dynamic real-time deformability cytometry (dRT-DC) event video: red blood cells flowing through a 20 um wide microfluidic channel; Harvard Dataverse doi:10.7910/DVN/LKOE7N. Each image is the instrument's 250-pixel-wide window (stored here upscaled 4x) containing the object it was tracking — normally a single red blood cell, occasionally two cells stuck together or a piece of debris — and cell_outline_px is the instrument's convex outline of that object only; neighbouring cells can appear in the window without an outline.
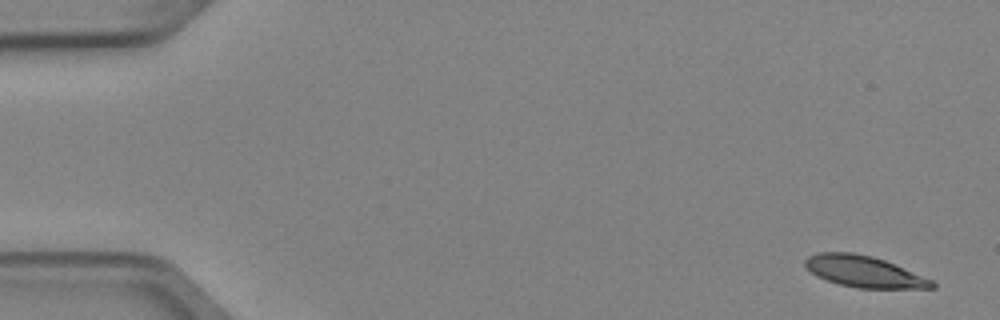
{"species": "Egyptian fruit bat (a non-hibernating species)", "species_latin": "Rousettus aegyptiacus", "temperature_condition": "cold", "stored_images_in_passage": 4, "camera_frame_rate_fps": 3000, "um_per_image_px": 0.085, "animal": {"sex": "female"}, "frame": {"image": 1, "passage_image": 1, "time_ms": 0.0, "image_size_px": [1000, 320], "cell_outline_px": [[936, 288], [856, 288], [840, 284], [816, 276], [804, 264], [804, 260], [808, 256], [816, 252], [852, 252], [872, 256], [884, 260], [932, 280], [936, 284]], "centroid_in_image_um": [73.42, 23.07], "position_along_channel_um": 11.6, "area_um2": 22.95}}
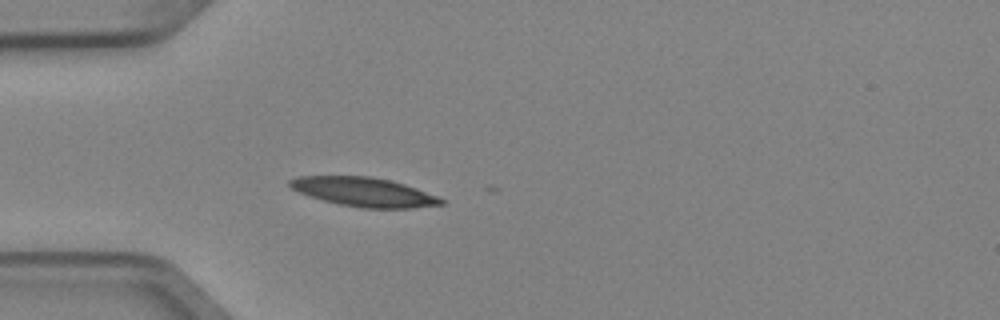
{"frame": {"image": 2, "passage_image": 4, "time_ms": 1.0, "image_size_px": [1000, 320], "cell_outline_px": [[444, 204], [408, 208], [360, 208], [340, 204], [324, 200], [300, 192], [292, 188], [288, 184], [288, 180], [296, 176], [372, 176], [404, 184], [416, 188], [436, 196], [444, 200]], "centroid_in_image_um": [30.92, 16.31], "position_along_channel_um": 54.1, "area_um2": 25.32}}